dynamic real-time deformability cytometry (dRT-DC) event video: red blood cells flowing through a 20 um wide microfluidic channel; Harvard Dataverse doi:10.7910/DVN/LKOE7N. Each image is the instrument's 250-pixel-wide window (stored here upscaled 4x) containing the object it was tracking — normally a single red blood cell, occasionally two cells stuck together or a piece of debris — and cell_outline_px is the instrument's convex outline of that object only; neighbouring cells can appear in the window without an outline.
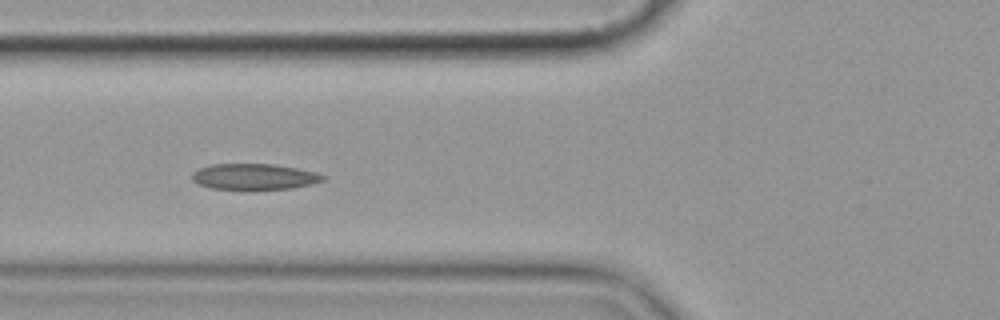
{"species": "common noctule bat (a hibernating species)", "species_latin": "Nyctalus noctula", "temperature_condition": "cold", "stored_images_in_passage": 6, "camera_frame_rate_fps": 3000, "um_per_image_px": 0.085, "animal": {"sex": "female", "body_mass_g": 19.9}, "frame": {"image": 1, "passage_image": 5, "time_ms": 5.667, "image_size_px": [1000, 320], "cell_outline_px": [[324, 180], [312, 184], [292, 188], [252, 192], [212, 188], [200, 184], [192, 180], [192, 172], [200, 168], [212, 164], [276, 164], [316, 172], [324, 176]], "centroid_in_image_um": [21.61, 15.05], "position_along_channel_um": 104.2, "area_um2": 20.46}}
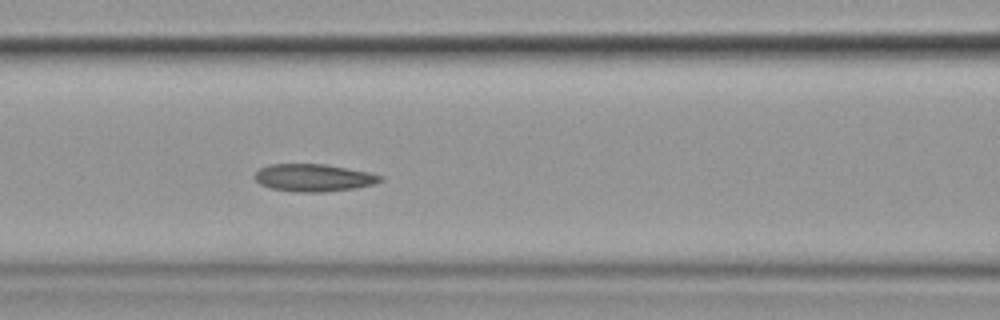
{"frame": {"image": 2, "passage_image": 6, "time_ms": 6.667, "image_size_px": [1000, 320], "cell_outline_px": [[384, 180], [372, 184], [356, 188], [324, 192], [296, 192], [272, 188], [260, 184], [252, 176], [260, 168], [268, 164], [324, 164], [348, 168], [368, 172], [384, 176]], "centroid_in_image_um": [26.65, 15.1], "position_along_channel_um": 139.9, "area_um2": 20.17}}